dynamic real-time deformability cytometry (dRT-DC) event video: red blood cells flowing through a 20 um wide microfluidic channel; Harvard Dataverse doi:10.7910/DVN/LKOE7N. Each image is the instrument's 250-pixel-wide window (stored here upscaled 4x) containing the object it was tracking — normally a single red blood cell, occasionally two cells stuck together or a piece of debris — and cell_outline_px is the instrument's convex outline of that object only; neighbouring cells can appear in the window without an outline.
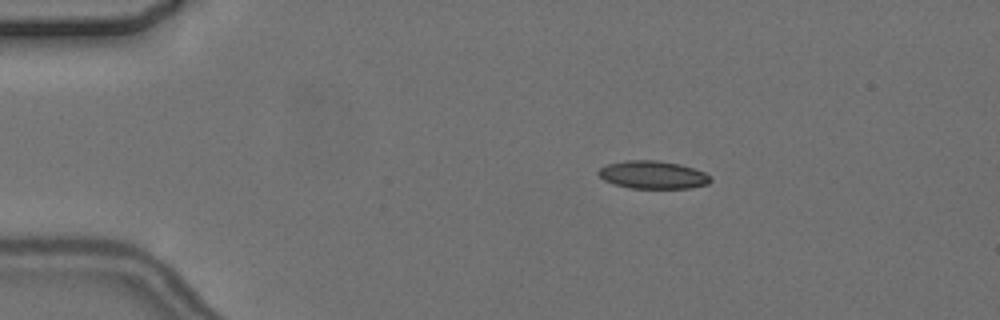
{"species": "common noctule bat (a hibernating species)", "species_latin": "Nyctalus noctula", "temperature_condition": "cold", "stored_images_in_passage": 5, "camera_frame_rate_fps": 3000, "um_per_image_px": 0.085, "animal": {"sex": "female", "body_mass_g": 24.6, "forearm_length_mm": 56.2}, "frame": {"image": 1, "passage_image": 3, "time_ms": 3.0, "image_size_px": [1000, 320], "cell_outline_px": [[712, 180], [708, 184], [692, 188], [628, 188], [604, 180], [596, 172], [600, 168], [608, 164], [624, 160], [660, 160], [680, 164], [704, 172], [712, 176]], "centroid_in_image_um": [55.52, 14.85], "position_along_channel_um": 29.5, "area_um2": 18.32}}